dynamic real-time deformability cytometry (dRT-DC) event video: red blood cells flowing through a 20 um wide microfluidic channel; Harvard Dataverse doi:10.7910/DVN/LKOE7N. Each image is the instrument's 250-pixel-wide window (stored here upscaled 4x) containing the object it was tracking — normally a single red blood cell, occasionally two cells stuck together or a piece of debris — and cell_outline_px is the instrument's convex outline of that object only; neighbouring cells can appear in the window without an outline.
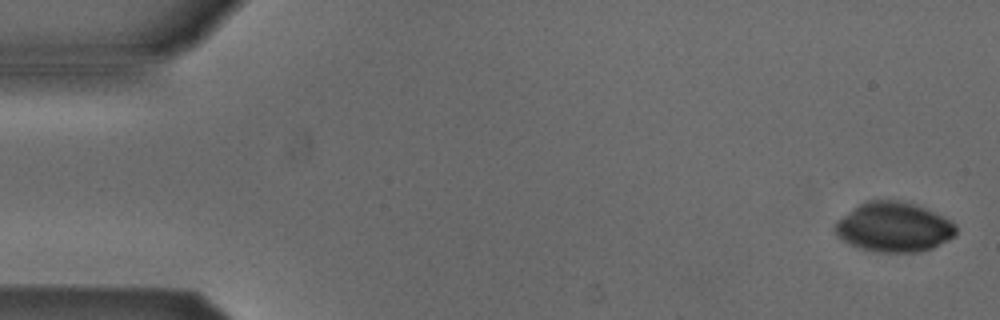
{"species": "Egyptian fruit bat (a non-hibernating species)", "species_latin": "Rousettus aegyptiacus", "temperature_condition": "cold", "stored_images_in_passage": 4, "camera_frame_rate_fps": 3000, "um_per_image_px": 0.085, "animal": {"sex": "male"}, "frame": {"image": 1, "passage_image": 1, "time_ms": 0.0, "image_size_px": [1000, 320], "cell_outline_px": [[956, 232], [952, 236], [932, 248], [916, 252], [880, 252], [860, 248], [836, 236], [836, 220], [860, 204], [868, 200], [896, 200], [916, 204], [952, 220], [956, 224]], "centroid_in_image_um": [75.98, 19.29], "position_along_channel_um": 9.0, "area_um2": 34.62}}